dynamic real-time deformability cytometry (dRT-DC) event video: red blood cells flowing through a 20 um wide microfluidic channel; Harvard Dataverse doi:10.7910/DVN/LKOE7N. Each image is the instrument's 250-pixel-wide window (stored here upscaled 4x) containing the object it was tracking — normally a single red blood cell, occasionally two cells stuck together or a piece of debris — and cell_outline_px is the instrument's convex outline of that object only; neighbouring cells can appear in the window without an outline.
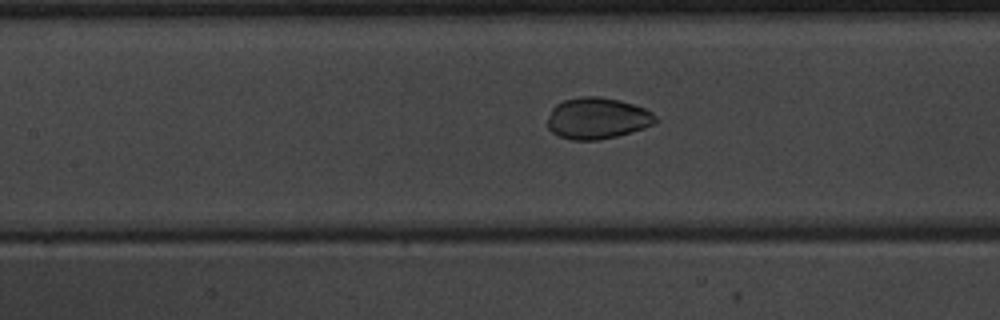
{"species": "common noctule bat (a hibernating species)", "species_latin": "Nyctalus noctula", "temperature_condition": "warm", "stored_images_in_passage": 52, "camera_frame_rate_fps": 3000, "um_per_image_px": 0.085, "animal": {"sex": "male", "body_mass_g": 20.1, "forearm_length_mm": 53.5}, "frame": {"image": 1, "passage_image": 25, "time_ms": 8.0, "image_size_px": [1000, 320], "cell_outline_px": [[660, 120], [656, 124], [644, 128], [616, 136], [600, 140], [572, 140], [560, 136], [552, 132], [548, 128], [548, 120], [552, 108], [556, 104], [564, 100], [580, 96], [596, 96], [620, 100], [644, 108], [652, 112]], "centroid_in_image_um": [50.8, 10.05], "position_along_channel_um": 156.6, "area_um2": 26.13}}
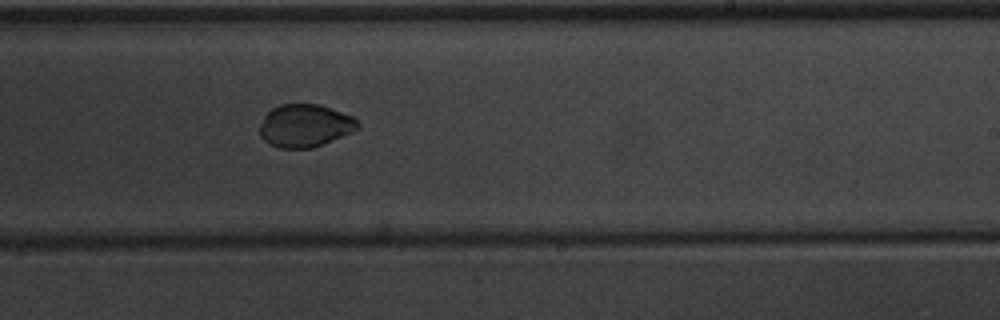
{"frame": {"image": 2, "passage_image": 33, "time_ms": 10.667, "image_size_px": [1000, 320], "cell_outline_px": [[360, 128], [352, 132], [324, 144], [312, 148], [280, 148], [268, 144], [260, 136], [260, 124], [264, 116], [272, 108], [280, 104], [320, 104], [352, 116], [360, 124]], "centroid_in_image_um": [25.92, 10.68], "position_along_channel_um": 263.1, "area_um2": 24.57}}
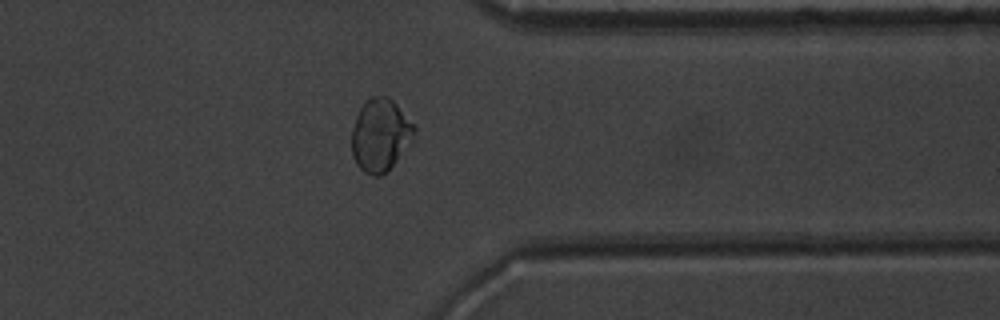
{"frame": {"image": 3, "passage_image": 42, "time_ms": 13.667, "image_size_px": [1000, 320], "cell_outline_px": [[416, 128], [412, 136], [396, 160], [380, 176], [372, 176], [364, 172], [356, 164], [352, 156], [352, 132], [356, 116], [360, 108], [372, 96], [388, 96], [416, 124]], "centroid_in_image_um": [32.3, 11.46], "position_along_channel_um": 379.1, "area_um2": 25.89}, "authors_computed_cell_mechanics": {"area_um2": 27.2527, "velocity_mm_per_s": 4.0051, "shape_relaxation_time_tau1_ms": 4.3573, "shape_relaxation_time_tau2_ms": null, "deformation_change_tau1": 0.1275, "deformation_change_tau2": null}}